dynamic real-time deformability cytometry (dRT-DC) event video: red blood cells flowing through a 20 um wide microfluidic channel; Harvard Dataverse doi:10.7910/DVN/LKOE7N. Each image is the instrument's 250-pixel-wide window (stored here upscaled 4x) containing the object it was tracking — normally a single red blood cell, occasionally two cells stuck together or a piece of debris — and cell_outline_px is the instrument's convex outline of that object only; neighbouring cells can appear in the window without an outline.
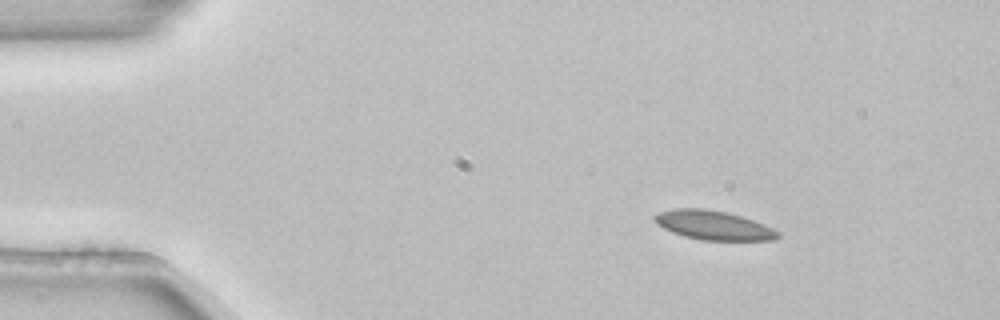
{"species": "common noctule bat (a hibernating species)", "species_latin": "Nyctalus noctula", "temperature_condition": "room temperature", "stored_images_in_passage": 3, "camera_frame_rate_fps": 3000, "um_per_image_px": 0.085, "animal": {"sex": "female", "body_mass_g": 22.7, "forearm_length_mm": 54.2}, "frame": {"image": 1, "passage_image": 1, "time_ms": 0.0, "image_size_px": [1000, 320], "cell_outline_px": [[780, 236], [776, 240], [700, 240], [684, 236], [672, 232], [656, 224], [652, 216], [660, 212], [672, 208], [704, 208], [728, 212], [764, 224], [780, 232]], "centroid_in_image_um": [60.63, 19.14], "position_along_channel_um": 24.4, "area_um2": 21.04}}